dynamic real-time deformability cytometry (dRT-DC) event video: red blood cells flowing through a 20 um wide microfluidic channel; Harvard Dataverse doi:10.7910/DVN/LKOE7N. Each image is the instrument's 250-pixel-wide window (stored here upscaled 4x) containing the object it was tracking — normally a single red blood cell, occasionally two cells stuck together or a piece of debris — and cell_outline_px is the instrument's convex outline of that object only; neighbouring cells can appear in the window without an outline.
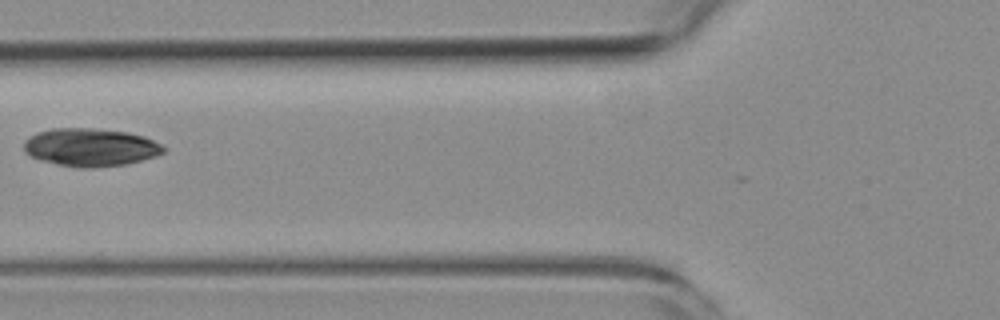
{"species": "common noctule bat (a hibernating species)", "species_latin": "Nyctalus noctula", "temperature_condition": "room temperature", "stored_images_in_passage": 2, "camera_frame_rate_fps": 3000, "um_per_image_px": 0.085, "animal": {"sex": "female", "body_mass_g": 19.3, "forearm_length_mm": 54.1}, "frame": {"image": 1, "passage_image": 2, "time_ms": 1.333, "image_size_px": [1000, 320], "cell_outline_px": [[168, 148], [164, 152], [156, 156], [128, 164], [92, 168], [80, 168], [40, 160], [24, 152], [24, 140], [28, 136], [36, 132], [52, 128], [92, 128], [128, 132], [144, 136], [164, 144]], "centroid_in_image_um": [7.72, 12.51], "position_along_channel_um": 118.1, "area_um2": 31.27}}